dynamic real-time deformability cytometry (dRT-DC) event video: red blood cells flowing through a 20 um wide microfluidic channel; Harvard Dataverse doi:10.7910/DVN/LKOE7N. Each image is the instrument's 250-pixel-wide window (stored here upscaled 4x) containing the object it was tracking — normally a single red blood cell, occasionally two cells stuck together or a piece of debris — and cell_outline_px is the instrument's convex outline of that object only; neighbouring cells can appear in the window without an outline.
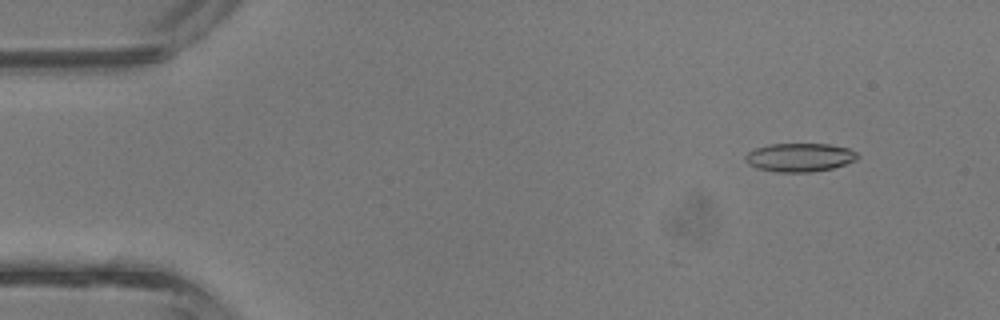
{"species": "common noctule bat (a hibernating species)", "species_latin": "Nyctalus noctula", "temperature_condition": "room temperature", "stored_images_in_passage": 16, "camera_frame_rate_fps": 3000, "um_per_image_px": 0.085, "animal": {"sex": "male", "body_mass_g": 13.3}, "frame": {"image": 1, "passage_image": 4, "time_ms": 1.0, "image_size_px": [1000, 320], "cell_outline_px": [[860, 156], [856, 160], [832, 168], [808, 172], [776, 172], [756, 168], [748, 164], [744, 160], [744, 156], [748, 152], [756, 148], [768, 144], [828, 144], [848, 148], [856, 152]], "centroid_in_image_um": [67.94, 13.38], "position_along_channel_um": 17.1, "area_um2": 18.67}}
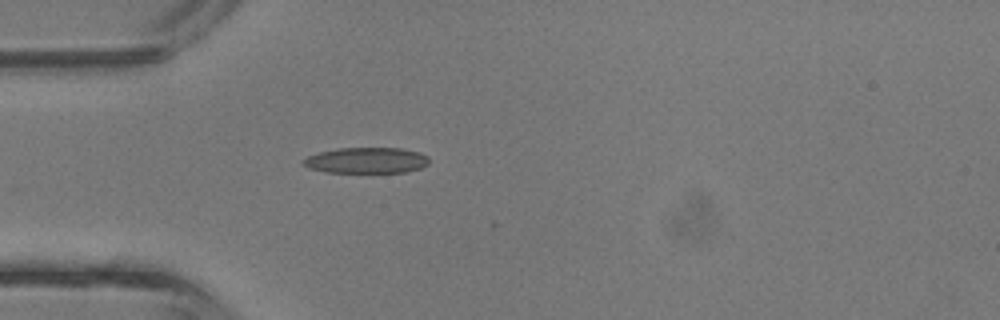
{"frame": {"image": 2, "passage_image": 12, "time_ms": 3.667, "image_size_px": [1000, 320], "cell_outline_px": [[428, 164], [420, 168], [404, 172], [324, 172], [308, 168], [300, 164], [300, 160], [308, 156], [320, 152], [336, 148], [400, 148], [420, 152], [428, 156]], "centroid_in_image_um": [31.1, 13.63], "position_along_channel_um": 53.9, "area_um2": 19.07}}
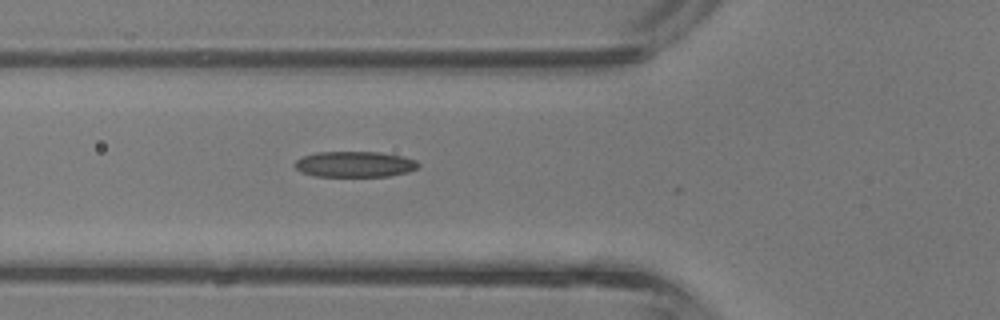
{"frame": {"image": 3, "passage_image": 15, "time_ms": 4.667, "image_size_px": [1000, 320], "cell_outline_px": [[420, 164], [416, 168], [408, 172], [392, 176], [312, 176], [300, 172], [292, 164], [296, 160], [304, 156], [316, 152], [380, 152], [400, 156], [416, 160]], "centroid_in_image_um": [30.12, 13.96], "position_along_channel_um": 95.7, "area_um2": 18.61}}